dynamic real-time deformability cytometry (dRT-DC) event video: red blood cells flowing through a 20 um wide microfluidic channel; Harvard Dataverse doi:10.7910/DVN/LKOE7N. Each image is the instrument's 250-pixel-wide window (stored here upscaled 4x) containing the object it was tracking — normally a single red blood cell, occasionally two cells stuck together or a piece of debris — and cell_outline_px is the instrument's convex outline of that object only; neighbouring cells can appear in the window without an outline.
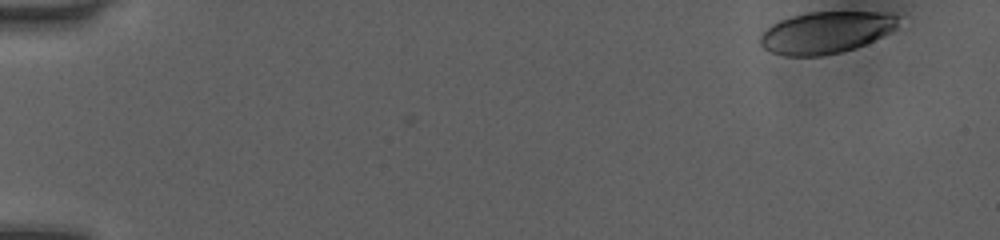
{"species": "human", "species_latin": "Homo sapiens", "temperature_condition": "room temperature", "stored_images_in_passage": 45, "camera_frame_rate_fps": 3000, "um_per_image_px": 0.085, "donor": {"sex": "female"}, "frame": {"image": 1, "passage_image": 1, "time_ms": 0.0, "image_size_px": [1000, 240], "cell_outline_px": [[896, 28], [856, 48], [840, 52], [820, 56], [784, 56], [772, 52], [764, 48], [760, 44], [760, 32], [772, 24], [780, 20], [792, 16], [808, 12], [892, 12], [896, 16]], "centroid_in_image_um": [70.14, 2.76], "position_along_channel_um": 14.9, "area_um2": 33.47}}
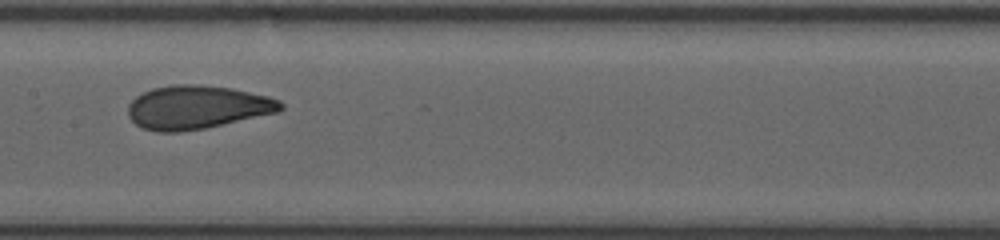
{"frame": {"image": 2, "passage_image": 25, "time_ms": 8.0, "image_size_px": [1000, 240], "cell_outline_px": [[284, 108], [280, 112], [204, 128], [180, 132], [156, 132], [144, 128], [136, 124], [128, 116], [128, 104], [136, 96], [152, 88], [172, 84], [200, 84], [232, 88], [268, 96], [280, 100], [284, 104]], "centroid_in_image_um": [16.77, 9.11], "position_along_channel_um": 190.6, "area_um2": 38.9}}
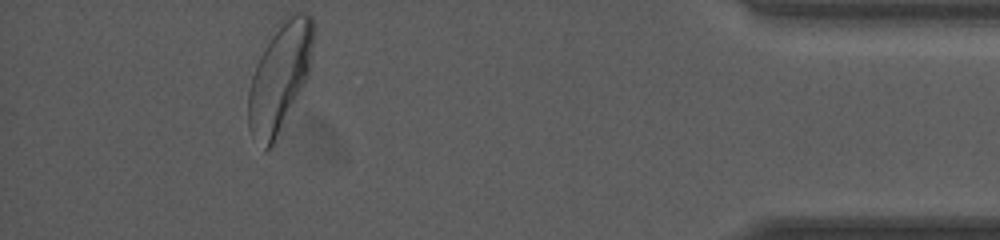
{"frame": {"image": 3, "passage_image": 45, "time_ms": 14.667, "image_size_px": [1000, 240], "cell_outline_px": [[312, 48], [308, 76], [280, 136], [264, 152], [252, 136], [248, 128], [248, 92], [252, 76], [256, 64], [264, 48], [280, 20], [288, 12], [308, 12], [312, 16]], "centroid_in_image_um": [23.76, 6.59], "position_along_channel_um": 411.4, "area_um2": 41.5}, "authors_computed_cell_mechanics": {"area_um2": 37.4544, "velocity_mm_per_s": 4.0501, "shape_relaxation_time_tau1_ms": 3.1154, "shape_relaxation_time_tau2_ms": 0.8809, "deformation_change_tau1": 0.1449, "deformation_change_tau2": 0.0759}}